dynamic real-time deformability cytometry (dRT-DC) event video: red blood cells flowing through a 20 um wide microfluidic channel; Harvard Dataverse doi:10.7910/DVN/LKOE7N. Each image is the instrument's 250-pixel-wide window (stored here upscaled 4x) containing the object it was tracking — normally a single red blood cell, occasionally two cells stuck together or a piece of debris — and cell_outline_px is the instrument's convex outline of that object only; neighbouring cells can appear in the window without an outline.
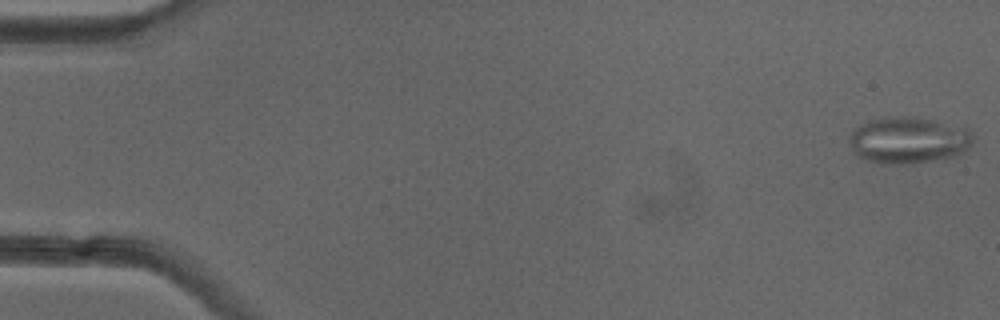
{"species": "common noctule bat (a hibernating species)", "species_latin": "Nyctalus noctula", "temperature_condition": "cold", "stored_images_in_passage": 51, "camera_frame_rate_fps": 3000, "um_per_image_px": 0.085, "animal": {"sex": "female"}, "frame": {"image": 1, "passage_image": 1, "time_ms": 0.0, "image_size_px": [1000, 320], "cell_outline_px": [[972, 144], [968, 148], [956, 156], [912, 164], [880, 164], [856, 156], [852, 152], [848, 140], [848, 136], [856, 128], [872, 120], [884, 116], [912, 116], [932, 120], [968, 128], [972, 132]], "centroid_in_image_um": [77.2, 11.92], "position_along_channel_um": 7.8, "area_um2": 33.87}}
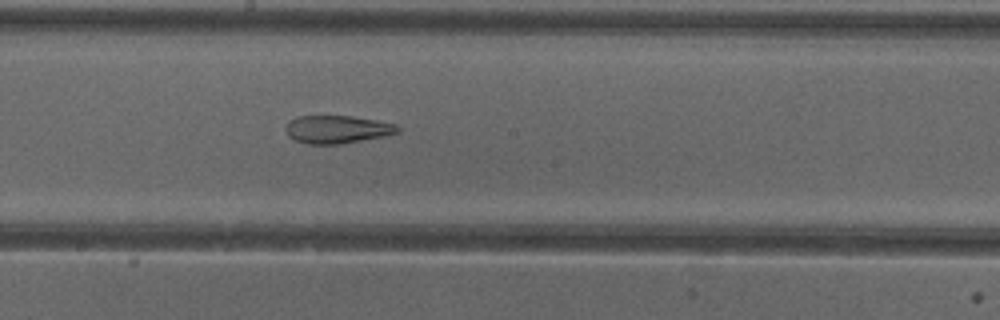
{"frame": {"image": 2, "passage_image": 28, "time_ms": 9.0, "image_size_px": [1000, 320], "cell_outline_px": [[400, 132], [384, 136], [340, 144], [308, 144], [296, 140], [288, 136], [284, 128], [288, 120], [296, 116], [352, 116], [376, 120], [396, 124], [400, 128]], "centroid_in_image_um": [28.63, 10.99], "position_along_channel_um": 219.6, "area_um2": 18.32}}
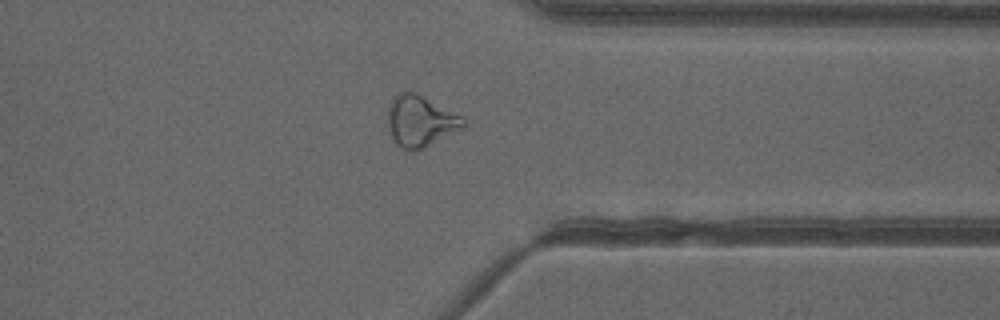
{"frame": {"image": 3, "passage_image": 40, "time_ms": 13.0, "image_size_px": [1000, 320], "cell_outline_px": [[468, 124], [464, 128], [424, 148], [412, 152], [408, 152], [396, 144], [392, 136], [388, 124], [388, 108], [392, 96], [400, 92], [416, 92], [464, 116], [468, 120]], "centroid_in_image_um": [35.78, 10.29], "position_along_channel_um": 375.6, "area_um2": 23.06}, "authors_computed_cell_mechanics": {"area_um2": 25.0274, "velocity_mm_per_s": 4.0009, "shape_relaxation_time_tau1_ms": null, "shape_relaxation_time_tau2_ms": 2.9674, "deformation_change_tau1": null, "deformation_change_tau2": 0.1112}}